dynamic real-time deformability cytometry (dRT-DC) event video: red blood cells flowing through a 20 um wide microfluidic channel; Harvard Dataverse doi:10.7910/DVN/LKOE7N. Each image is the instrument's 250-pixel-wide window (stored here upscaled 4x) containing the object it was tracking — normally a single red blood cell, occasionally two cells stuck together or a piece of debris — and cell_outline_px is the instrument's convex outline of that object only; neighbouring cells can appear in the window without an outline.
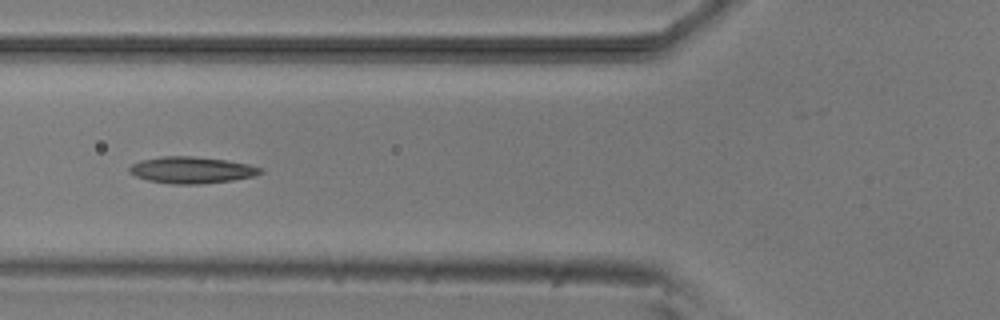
{"species": "common noctule bat (a hibernating species)", "species_latin": "Nyctalus noctula", "temperature_condition": "room temperature", "stored_images_in_passage": 32, "camera_frame_rate_fps": 3000, "um_per_image_px": 0.085, "animal": {"sex": "male", "body_mass_g": 20.5, "forearm_length_mm": 52.5}, "frame": {"image": 1, "passage_image": 6, "time_ms": 1.667, "image_size_px": [1000, 320], "cell_outline_px": [[264, 172], [252, 176], [232, 180], [200, 184], [172, 184], [148, 180], [136, 176], [128, 172], [128, 168], [132, 164], [140, 160], [160, 156], [192, 156], [224, 160], [248, 164], [260, 168]], "centroid_in_image_um": [16.23, 14.45], "position_along_channel_um": 109.6, "area_um2": 20.17}}
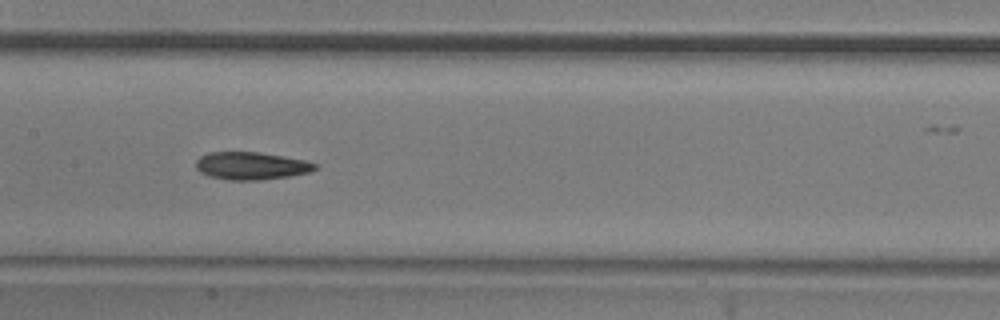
{"frame": {"image": 2, "passage_image": 12, "time_ms": 3.667, "image_size_px": [1000, 320], "cell_outline_px": [[320, 164], [316, 168], [308, 172], [288, 176], [260, 180], [228, 180], [208, 176], [200, 172], [196, 168], [196, 160], [200, 156], [208, 152], [260, 152], [304, 160]], "centroid_in_image_um": [21.32, 14.09], "position_along_channel_um": 186.1, "area_um2": 19.19}}
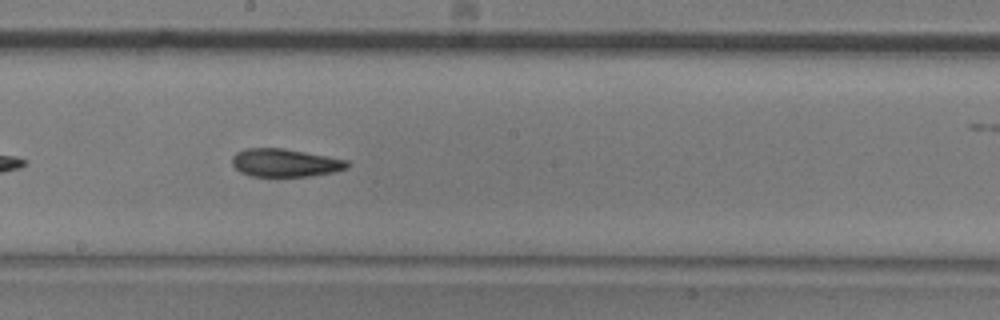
{"frame": {"image": 3, "passage_image": 15, "time_ms": 4.667, "image_size_px": [1000, 320], "cell_outline_px": [[352, 164], [348, 168], [336, 172], [308, 176], [252, 176], [240, 172], [232, 164], [232, 156], [236, 152], [244, 148], [284, 148], [348, 160]], "centroid_in_image_um": [24.25, 13.83], "position_along_channel_um": 223.9, "area_um2": 18.96}}